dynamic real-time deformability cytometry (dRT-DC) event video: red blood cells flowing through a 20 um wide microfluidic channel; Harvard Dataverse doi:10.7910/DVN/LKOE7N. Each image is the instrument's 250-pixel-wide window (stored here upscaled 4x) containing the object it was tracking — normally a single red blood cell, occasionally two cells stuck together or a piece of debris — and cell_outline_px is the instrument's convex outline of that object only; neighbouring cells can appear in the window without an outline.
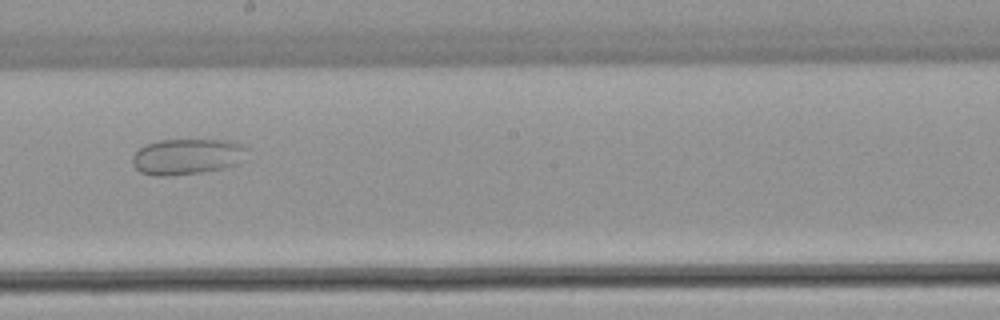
{"species": "common noctule bat (a hibernating species)", "species_latin": "Nyctalus noctula", "temperature_condition": "warm", "stored_images_in_passage": 12, "camera_frame_rate_fps": 3000, "um_per_image_px": 0.085, "animal": {"sex": "female", "body_mass_g": 22.7, "forearm_length_mm": 54.2}, "frame": {"image": 1, "passage_image": 10, "time_ms": 11.667, "image_size_px": [1000, 320], "cell_outline_px": [[248, 148], [236, 164], [224, 168], [204, 172], [168, 176], [156, 176], [140, 172], [132, 164], [132, 156], [140, 148], [148, 144], [160, 140], [228, 140], [240, 144]], "centroid_in_image_um": [15.86, 13.32], "position_along_channel_um": 232.3, "area_um2": 23.76}}